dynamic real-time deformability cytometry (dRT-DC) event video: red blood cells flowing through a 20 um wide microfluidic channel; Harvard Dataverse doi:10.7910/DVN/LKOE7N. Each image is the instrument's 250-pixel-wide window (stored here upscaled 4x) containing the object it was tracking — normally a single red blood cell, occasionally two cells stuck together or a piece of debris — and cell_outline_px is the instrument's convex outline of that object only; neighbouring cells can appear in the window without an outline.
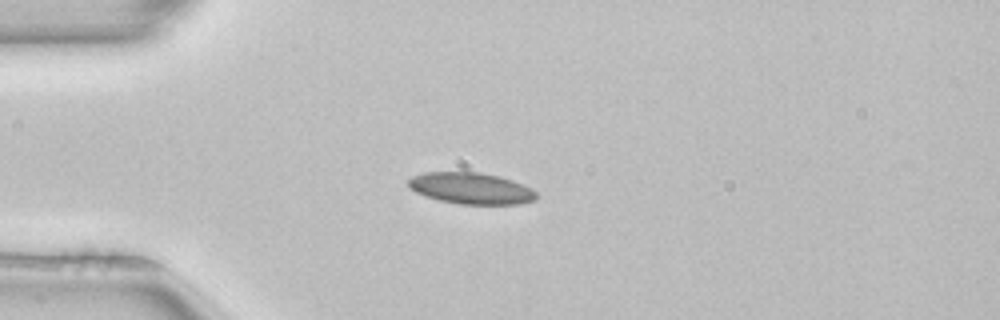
{"species": "common noctule bat (a hibernating species)", "species_latin": "Nyctalus noctula", "temperature_condition": "room temperature", "stored_images_in_passage": 39, "camera_frame_rate_fps": 3000, "um_per_image_px": 0.085, "animal": {"sex": "female", "body_mass_g": 22.7, "forearm_length_mm": 54.2}, "frame": {"image": 1, "passage_image": 1, "time_ms": 0.0, "image_size_px": [1000, 320], "cell_outline_px": [[536, 200], [520, 204], [460, 204], [440, 200], [416, 192], [408, 184], [408, 180], [412, 176], [424, 172], [480, 172], [512, 180], [532, 188], [536, 192]], "centroid_in_image_um": [40.07, 16.0], "position_along_channel_um": 44.9, "area_um2": 23.24}}
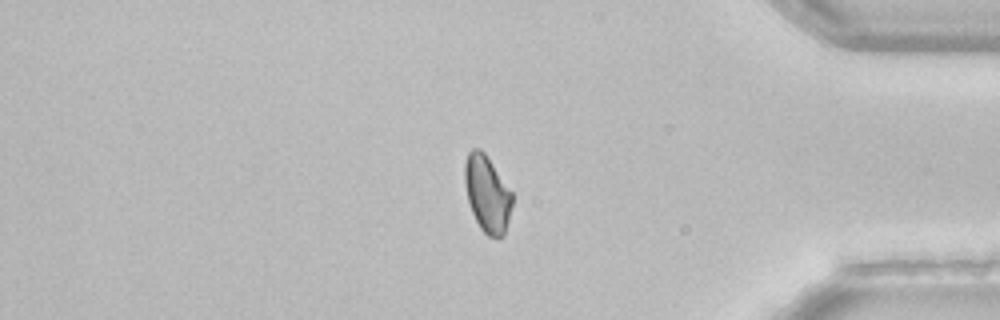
{"frame": {"image": 2, "passage_image": 31, "time_ms": 10.0, "image_size_px": [1000, 320], "cell_outline_px": [[512, 204], [504, 236], [488, 236], [480, 228], [472, 212], [468, 200], [464, 180], [464, 164], [468, 152], [472, 148], [480, 148], [484, 152], [512, 192]], "centroid_in_image_um": [41.39, 16.45], "position_along_channel_um": 393.8, "area_um2": 20.98}, "authors_computed_cell_mechanics": {"area_um2": 22.0796, "velocity_mm_per_s": 3.9618, "shape_relaxation_time_tau1_ms": null, "shape_relaxation_time_tau2_ms": 4.6272, "deformation_change_tau1": null, "deformation_change_tau2": 0.0934}}